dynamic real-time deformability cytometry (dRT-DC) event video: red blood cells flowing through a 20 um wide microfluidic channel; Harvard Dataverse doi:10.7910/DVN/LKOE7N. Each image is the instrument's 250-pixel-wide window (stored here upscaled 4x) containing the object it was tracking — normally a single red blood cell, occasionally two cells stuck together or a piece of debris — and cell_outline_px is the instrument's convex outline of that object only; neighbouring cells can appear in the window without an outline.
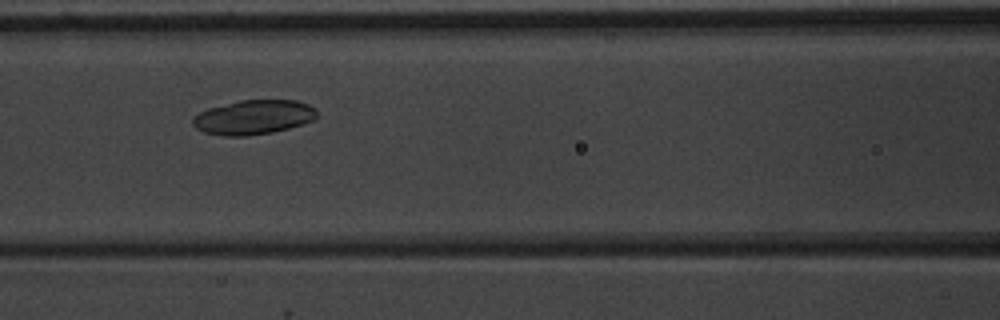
{"species": "common noctule bat (a hibernating species)", "species_latin": "Nyctalus noctula", "temperature_condition": "warm", "stored_images_in_passage": 7, "camera_frame_rate_fps": 3000, "um_per_image_px": 0.085, "animal": {"sex": "male", "body_mass_g": 20.1, "forearm_length_mm": 53.5}, "frame": {"image": 1, "passage_image": 4, "time_ms": 3.333, "image_size_px": [1000, 320], "cell_outline_px": [[316, 116], [312, 120], [288, 128], [272, 132], [248, 136], [224, 136], [204, 132], [196, 128], [192, 124], [192, 120], [200, 112], [208, 108], [240, 100], [296, 100], [308, 104], [316, 108]], "centroid_in_image_um": [21.53, 9.96], "position_along_channel_um": 145.1, "area_um2": 24.74}}
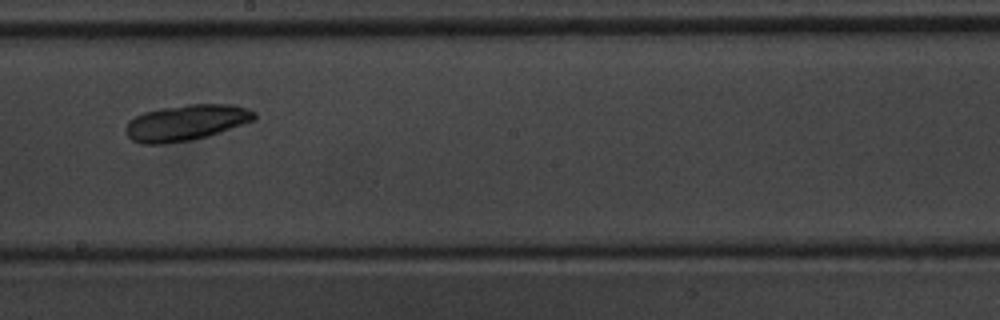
{"frame": {"image": 2, "passage_image": 6, "time_ms": 5.667, "image_size_px": [1000, 320], "cell_outline_px": [[256, 120], [208, 136], [192, 140], [164, 144], [140, 144], [132, 140], [124, 132], [124, 128], [128, 120], [144, 112], [160, 108], [188, 104], [232, 104], [248, 108], [256, 112]], "centroid_in_image_um": [15.81, 10.42], "position_along_channel_um": 232.4, "area_um2": 27.28}}
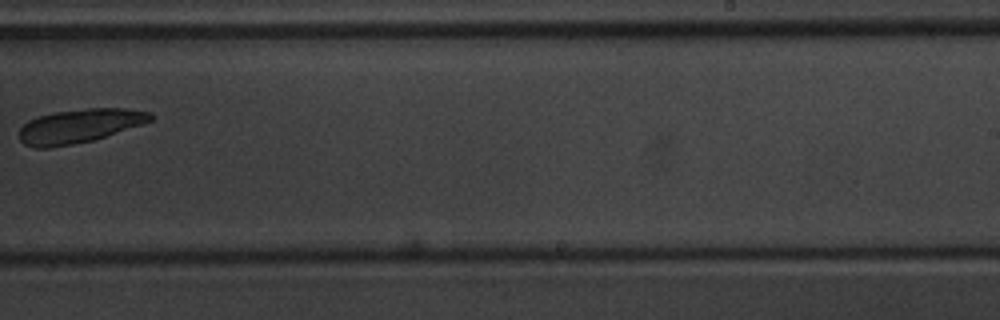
{"frame": {"image": 3, "passage_image": 7, "time_ms": 7.0, "image_size_px": [1000, 320], "cell_outline_px": [[156, 116], [152, 120], [144, 124], [92, 140], [72, 144], [48, 148], [36, 148], [24, 144], [20, 140], [20, 128], [28, 120], [40, 116], [56, 112], [88, 108], [124, 108], [152, 112]], "centroid_in_image_um": [6.79, 10.7], "position_along_channel_um": 282.2, "area_um2": 25.84}}